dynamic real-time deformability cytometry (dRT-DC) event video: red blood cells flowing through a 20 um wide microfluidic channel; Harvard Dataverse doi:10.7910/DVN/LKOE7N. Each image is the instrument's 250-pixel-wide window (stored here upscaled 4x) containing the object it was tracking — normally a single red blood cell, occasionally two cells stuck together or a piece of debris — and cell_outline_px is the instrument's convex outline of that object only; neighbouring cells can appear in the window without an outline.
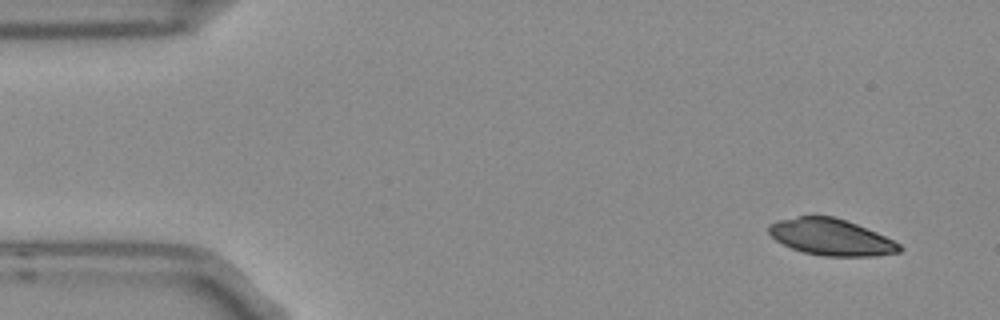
{"species": "Egyptian fruit bat (a non-hibernating species)", "species_latin": "Rousettus aegyptiacus", "temperature_condition": "room temperature", "stored_images_in_passage": 4, "camera_frame_rate_fps": 3000, "um_per_image_px": 0.085, "frame": {"image": 1, "passage_image": 1, "time_ms": 0.0, "image_size_px": [1000, 320], "cell_outline_px": [[904, 248], [900, 252], [876, 256], [824, 256], [804, 252], [792, 248], [776, 240], [768, 232], [768, 224], [776, 220], [800, 216], [832, 216], [856, 224], [876, 232], [900, 244]], "centroid_in_image_um": [70.64, 20.16], "position_along_channel_um": 14.4, "area_um2": 27.63}}
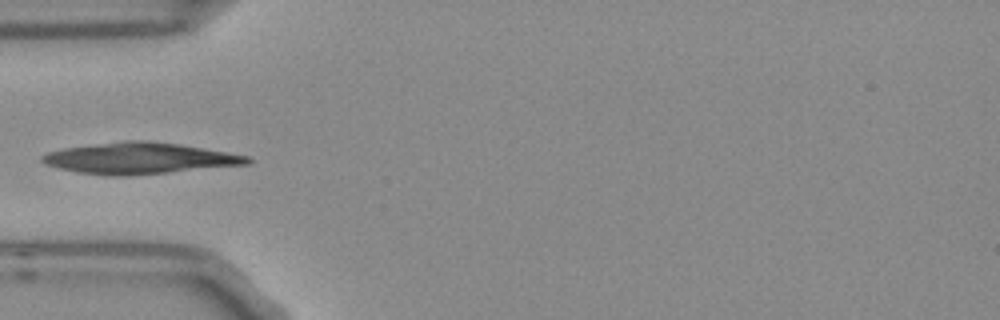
{"frame": {"image": 2, "passage_image": 4, "time_ms": 1.0, "image_size_px": [1000, 320], "cell_outline_px": [[252, 160], [248, 164], [128, 176], [108, 176], [80, 172], [60, 168], [48, 164], [40, 160], [40, 156], [48, 152], [64, 148], [128, 140], [144, 140], [180, 144], [248, 156]], "centroid_in_image_um": [11.84, 13.45], "position_along_channel_um": 73.2, "area_um2": 36.82}}